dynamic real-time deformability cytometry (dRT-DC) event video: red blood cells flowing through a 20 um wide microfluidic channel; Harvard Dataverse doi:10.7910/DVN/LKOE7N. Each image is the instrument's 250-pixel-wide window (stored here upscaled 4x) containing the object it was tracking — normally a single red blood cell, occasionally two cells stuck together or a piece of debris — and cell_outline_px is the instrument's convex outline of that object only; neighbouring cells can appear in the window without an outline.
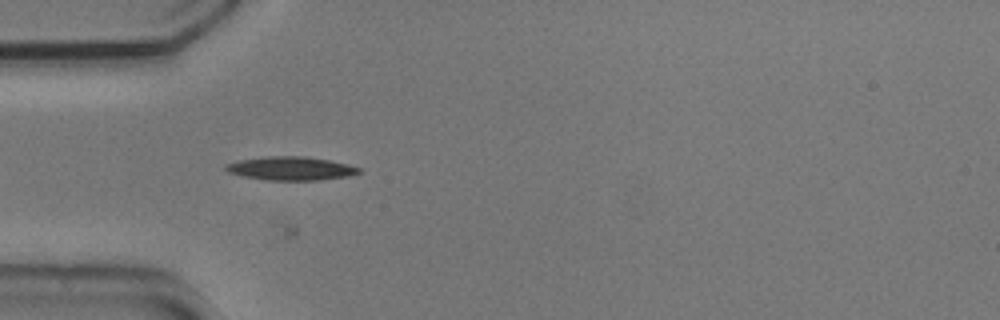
{"species": "common noctule bat (a hibernating species)", "species_latin": "Nyctalus noctula", "temperature_condition": "cold", "stored_images_in_passage": 23, "camera_frame_rate_fps": 3000, "um_per_image_px": 0.085, "animal": {"sex": "male", "body_mass_g": 20.5, "forearm_length_mm": 52.5}, "frame": {"image": 1, "passage_image": 4, "time_ms": 1.0, "image_size_px": [1000, 320], "cell_outline_px": [[364, 172], [348, 176], [320, 180], [264, 180], [244, 176], [228, 172], [224, 168], [224, 164], [240, 160], [264, 156], [304, 156], [328, 160], [348, 164], [360, 168]], "centroid_in_image_um": [24.73, 14.31], "position_along_channel_um": 60.3, "area_um2": 18.38}}
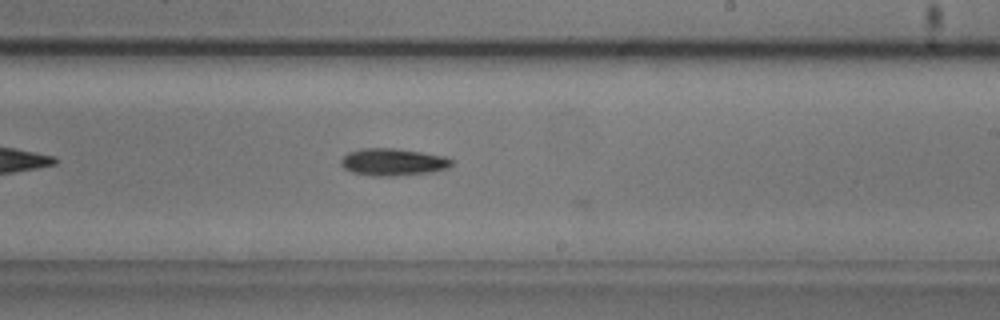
{"frame": {"image": 2, "passage_image": 20, "time_ms": 6.333, "image_size_px": [1000, 320], "cell_outline_px": [[452, 164], [448, 168], [432, 172], [392, 176], [372, 176], [352, 172], [344, 168], [340, 164], [340, 160], [348, 152], [364, 148], [392, 148], [420, 152], [444, 156], [452, 160]], "centroid_in_image_um": [33.38, 13.78], "position_along_channel_um": 255.6, "area_um2": 17.46}}